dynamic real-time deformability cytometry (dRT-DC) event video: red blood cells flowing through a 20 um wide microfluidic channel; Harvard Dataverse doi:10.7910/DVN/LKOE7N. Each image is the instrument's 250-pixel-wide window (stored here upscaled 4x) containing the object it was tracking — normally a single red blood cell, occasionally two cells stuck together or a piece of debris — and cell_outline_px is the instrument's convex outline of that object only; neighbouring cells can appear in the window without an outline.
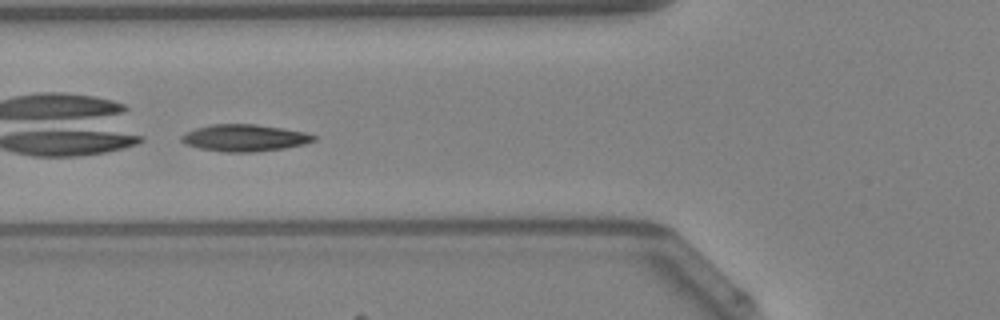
{"species": "Egyptian fruit bat (a non-hibernating species)", "species_latin": "Rousettus aegyptiacus", "temperature_condition": "warm", "stored_images_in_passage": 41, "camera_frame_rate_fps": 3000, "um_per_image_px": 0.085, "animal": {"sex": "female"}, "frame": {"image": 1, "passage_image": 18, "time_ms": 5.667, "image_size_px": [1000, 320], "cell_outline_px": [[316, 140], [304, 144], [284, 148], [252, 152], [224, 152], [200, 148], [184, 144], [180, 140], [180, 136], [196, 128], [212, 124], [256, 124], [304, 132], [316, 136]], "centroid_in_image_um": [20.76, 11.72], "position_along_channel_um": 105.0, "area_um2": 20.58}, "authors_computed_cell_mechanics": {"area_um2": 20.7502, "velocity_mm_per_s": 4.2294, "shape_relaxation_time_tau1_ms": 5.8946, "shape_relaxation_time_tau2_ms": null, "deformation_change_tau1": 0.1816, "deformation_change_tau2": null}}